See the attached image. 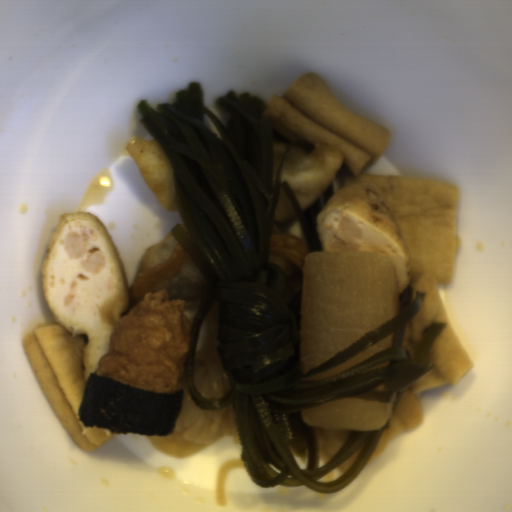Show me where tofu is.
I'll use <instances>...</instances> for the list:
<instances>
[{"mask_svg":"<svg viewBox=\"0 0 512 512\" xmlns=\"http://www.w3.org/2000/svg\"><path fill=\"white\" fill-rule=\"evenodd\" d=\"M272 115L310 142L330 144L345 158L353 176L365 174L387 153L391 130L343 105L316 72L298 77L284 95L265 101Z\"/></svg>","mask_w":512,"mask_h":512,"instance_id":"5b9d583a","label":"tofu"},{"mask_svg":"<svg viewBox=\"0 0 512 512\" xmlns=\"http://www.w3.org/2000/svg\"><path fill=\"white\" fill-rule=\"evenodd\" d=\"M412 288L409 303L414 300L417 291L426 295L416 315L406 322L402 348L408 349L413 358L432 322L447 324L429 349L432 367L412 386L404 389L401 398L388 416V426L383 430L372 456L365 465H371L397 437L425 423L422 402L414 394L444 385L456 387L474 368L448 318L434 273L424 272Z\"/></svg>","mask_w":512,"mask_h":512,"instance_id":"ead7c124","label":"tofu"},{"mask_svg":"<svg viewBox=\"0 0 512 512\" xmlns=\"http://www.w3.org/2000/svg\"><path fill=\"white\" fill-rule=\"evenodd\" d=\"M126 145L154 199L164 210L178 209L170 161L157 141L134 136Z\"/></svg>","mask_w":512,"mask_h":512,"instance_id":"d98f3ab2","label":"tofu"},{"mask_svg":"<svg viewBox=\"0 0 512 512\" xmlns=\"http://www.w3.org/2000/svg\"><path fill=\"white\" fill-rule=\"evenodd\" d=\"M87 344L88 337L70 334L53 321L30 328L22 341L29 365L52 412L78 446L91 453L121 434L81 423Z\"/></svg>","mask_w":512,"mask_h":512,"instance_id":"31d398ca","label":"tofu"}]
</instances>
